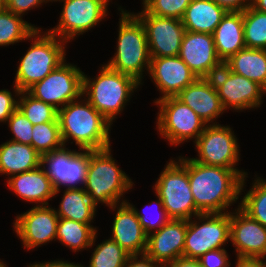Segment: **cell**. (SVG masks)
Here are the masks:
<instances>
[{
	"label": "cell",
	"instance_id": "cell-1",
	"mask_svg": "<svg viewBox=\"0 0 266 267\" xmlns=\"http://www.w3.org/2000/svg\"><path fill=\"white\" fill-rule=\"evenodd\" d=\"M194 203L200 214L225 213L244 192L247 171L200 164L186 158Z\"/></svg>",
	"mask_w": 266,
	"mask_h": 267
},
{
	"label": "cell",
	"instance_id": "cell-2",
	"mask_svg": "<svg viewBox=\"0 0 266 267\" xmlns=\"http://www.w3.org/2000/svg\"><path fill=\"white\" fill-rule=\"evenodd\" d=\"M82 97L58 110L57 118L64 146L72 139L81 150L111 147L112 124Z\"/></svg>",
	"mask_w": 266,
	"mask_h": 267
},
{
	"label": "cell",
	"instance_id": "cell-3",
	"mask_svg": "<svg viewBox=\"0 0 266 267\" xmlns=\"http://www.w3.org/2000/svg\"><path fill=\"white\" fill-rule=\"evenodd\" d=\"M119 7L117 48L114 56L105 63L110 69L134 77L142 85L145 70L150 68V53L145 27L133 13Z\"/></svg>",
	"mask_w": 266,
	"mask_h": 267
},
{
	"label": "cell",
	"instance_id": "cell-4",
	"mask_svg": "<svg viewBox=\"0 0 266 267\" xmlns=\"http://www.w3.org/2000/svg\"><path fill=\"white\" fill-rule=\"evenodd\" d=\"M100 68L99 75L93 79L83 73L82 96L113 124L141 83L105 64Z\"/></svg>",
	"mask_w": 266,
	"mask_h": 267
},
{
	"label": "cell",
	"instance_id": "cell-5",
	"mask_svg": "<svg viewBox=\"0 0 266 267\" xmlns=\"http://www.w3.org/2000/svg\"><path fill=\"white\" fill-rule=\"evenodd\" d=\"M42 31L36 29L29 36L32 43L17 67L13 85L20 91H27L66 60L67 42L47 29Z\"/></svg>",
	"mask_w": 266,
	"mask_h": 267
},
{
	"label": "cell",
	"instance_id": "cell-6",
	"mask_svg": "<svg viewBox=\"0 0 266 267\" xmlns=\"http://www.w3.org/2000/svg\"><path fill=\"white\" fill-rule=\"evenodd\" d=\"M111 150L110 147L90 150L84 184V190L92 195L97 205L102 203L108 208L114 204L126 202L123 196L132 189L134 184L132 179L116 164Z\"/></svg>",
	"mask_w": 266,
	"mask_h": 267
},
{
	"label": "cell",
	"instance_id": "cell-7",
	"mask_svg": "<svg viewBox=\"0 0 266 267\" xmlns=\"http://www.w3.org/2000/svg\"><path fill=\"white\" fill-rule=\"evenodd\" d=\"M177 160L170 159L153 185V190L162 200L170 219L189 220L200 213L191 193L186 158L179 156Z\"/></svg>",
	"mask_w": 266,
	"mask_h": 267
},
{
	"label": "cell",
	"instance_id": "cell-8",
	"mask_svg": "<svg viewBox=\"0 0 266 267\" xmlns=\"http://www.w3.org/2000/svg\"><path fill=\"white\" fill-rule=\"evenodd\" d=\"M154 104L159 107L157 130L170 145L179 146L188 140L195 142L207 126L203 119L176 96L157 98Z\"/></svg>",
	"mask_w": 266,
	"mask_h": 267
},
{
	"label": "cell",
	"instance_id": "cell-9",
	"mask_svg": "<svg viewBox=\"0 0 266 267\" xmlns=\"http://www.w3.org/2000/svg\"><path fill=\"white\" fill-rule=\"evenodd\" d=\"M192 219L187 224L183 257L197 260L230 241V212L199 214Z\"/></svg>",
	"mask_w": 266,
	"mask_h": 267
},
{
	"label": "cell",
	"instance_id": "cell-10",
	"mask_svg": "<svg viewBox=\"0 0 266 267\" xmlns=\"http://www.w3.org/2000/svg\"><path fill=\"white\" fill-rule=\"evenodd\" d=\"M80 150L71 151L63 146L41 156L40 166L51 180L55 190L54 197L61 192L62 186L65 189L84 188L90 150Z\"/></svg>",
	"mask_w": 266,
	"mask_h": 267
},
{
	"label": "cell",
	"instance_id": "cell-11",
	"mask_svg": "<svg viewBox=\"0 0 266 267\" xmlns=\"http://www.w3.org/2000/svg\"><path fill=\"white\" fill-rule=\"evenodd\" d=\"M83 73L79 67L65 60L27 92L59 110L82 96Z\"/></svg>",
	"mask_w": 266,
	"mask_h": 267
},
{
	"label": "cell",
	"instance_id": "cell-12",
	"mask_svg": "<svg viewBox=\"0 0 266 267\" xmlns=\"http://www.w3.org/2000/svg\"><path fill=\"white\" fill-rule=\"evenodd\" d=\"M234 134L228 125H207L194 143L198 157L192 159L200 164L238 169L240 147Z\"/></svg>",
	"mask_w": 266,
	"mask_h": 267
},
{
	"label": "cell",
	"instance_id": "cell-13",
	"mask_svg": "<svg viewBox=\"0 0 266 267\" xmlns=\"http://www.w3.org/2000/svg\"><path fill=\"white\" fill-rule=\"evenodd\" d=\"M111 0H59L63 9L59 22L48 31L65 42L74 40L99 24L108 15Z\"/></svg>",
	"mask_w": 266,
	"mask_h": 267
},
{
	"label": "cell",
	"instance_id": "cell-14",
	"mask_svg": "<svg viewBox=\"0 0 266 267\" xmlns=\"http://www.w3.org/2000/svg\"><path fill=\"white\" fill-rule=\"evenodd\" d=\"M211 79L225 110L242 112L258 108L266 95V90L257 82L230 71L225 65Z\"/></svg>",
	"mask_w": 266,
	"mask_h": 267
},
{
	"label": "cell",
	"instance_id": "cell-15",
	"mask_svg": "<svg viewBox=\"0 0 266 267\" xmlns=\"http://www.w3.org/2000/svg\"><path fill=\"white\" fill-rule=\"evenodd\" d=\"M145 27L151 58L177 56L186 32L181 19L149 14L144 8L134 13Z\"/></svg>",
	"mask_w": 266,
	"mask_h": 267
},
{
	"label": "cell",
	"instance_id": "cell-16",
	"mask_svg": "<svg viewBox=\"0 0 266 267\" xmlns=\"http://www.w3.org/2000/svg\"><path fill=\"white\" fill-rule=\"evenodd\" d=\"M59 217L55 208L46 206H34L29 211L16 216L13 231L22 242V246L33 250L51 241H56L57 225Z\"/></svg>",
	"mask_w": 266,
	"mask_h": 267
},
{
	"label": "cell",
	"instance_id": "cell-17",
	"mask_svg": "<svg viewBox=\"0 0 266 267\" xmlns=\"http://www.w3.org/2000/svg\"><path fill=\"white\" fill-rule=\"evenodd\" d=\"M178 56L197 78H211L224 63L218 57L213 34L186 31Z\"/></svg>",
	"mask_w": 266,
	"mask_h": 267
},
{
	"label": "cell",
	"instance_id": "cell-18",
	"mask_svg": "<svg viewBox=\"0 0 266 267\" xmlns=\"http://www.w3.org/2000/svg\"><path fill=\"white\" fill-rule=\"evenodd\" d=\"M230 241L236 256L266 259V227L239 207L230 212Z\"/></svg>",
	"mask_w": 266,
	"mask_h": 267
},
{
	"label": "cell",
	"instance_id": "cell-19",
	"mask_svg": "<svg viewBox=\"0 0 266 267\" xmlns=\"http://www.w3.org/2000/svg\"><path fill=\"white\" fill-rule=\"evenodd\" d=\"M148 74L161 92L159 99L176 96L197 79L178 55L151 58Z\"/></svg>",
	"mask_w": 266,
	"mask_h": 267
},
{
	"label": "cell",
	"instance_id": "cell-20",
	"mask_svg": "<svg viewBox=\"0 0 266 267\" xmlns=\"http://www.w3.org/2000/svg\"><path fill=\"white\" fill-rule=\"evenodd\" d=\"M188 220L170 219L147 238L145 254L161 267L183 257Z\"/></svg>",
	"mask_w": 266,
	"mask_h": 267
},
{
	"label": "cell",
	"instance_id": "cell-21",
	"mask_svg": "<svg viewBox=\"0 0 266 267\" xmlns=\"http://www.w3.org/2000/svg\"><path fill=\"white\" fill-rule=\"evenodd\" d=\"M109 209L117 211L110 238L130 255L145 254L148 235L141 227L134 209L127 202L114 204Z\"/></svg>",
	"mask_w": 266,
	"mask_h": 267
},
{
	"label": "cell",
	"instance_id": "cell-22",
	"mask_svg": "<svg viewBox=\"0 0 266 267\" xmlns=\"http://www.w3.org/2000/svg\"><path fill=\"white\" fill-rule=\"evenodd\" d=\"M176 97L189 106L207 125L218 124L216 119L227 111L211 78H197Z\"/></svg>",
	"mask_w": 266,
	"mask_h": 267
},
{
	"label": "cell",
	"instance_id": "cell-23",
	"mask_svg": "<svg viewBox=\"0 0 266 267\" xmlns=\"http://www.w3.org/2000/svg\"><path fill=\"white\" fill-rule=\"evenodd\" d=\"M7 186L21 200L34 202L36 206L49 205L48 200L54 198L55 190L51 180L41 166L9 177Z\"/></svg>",
	"mask_w": 266,
	"mask_h": 267
},
{
	"label": "cell",
	"instance_id": "cell-24",
	"mask_svg": "<svg viewBox=\"0 0 266 267\" xmlns=\"http://www.w3.org/2000/svg\"><path fill=\"white\" fill-rule=\"evenodd\" d=\"M214 44L218 57L224 63L232 55L246 47L244 41L243 12H231L222 17L214 33Z\"/></svg>",
	"mask_w": 266,
	"mask_h": 267
},
{
	"label": "cell",
	"instance_id": "cell-25",
	"mask_svg": "<svg viewBox=\"0 0 266 267\" xmlns=\"http://www.w3.org/2000/svg\"><path fill=\"white\" fill-rule=\"evenodd\" d=\"M41 164L40 154L31 146L12 140L0 145V175L7 178L19 173L38 168Z\"/></svg>",
	"mask_w": 266,
	"mask_h": 267
},
{
	"label": "cell",
	"instance_id": "cell-26",
	"mask_svg": "<svg viewBox=\"0 0 266 267\" xmlns=\"http://www.w3.org/2000/svg\"><path fill=\"white\" fill-rule=\"evenodd\" d=\"M226 13L213 0H191L181 20L186 31L213 34Z\"/></svg>",
	"mask_w": 266,
	"mask_h": 267
},
{
	"label": "cell",
	"instance_id": "cell-27",
	"mask_svg": "<svg viewBox=\"0 0 266 267\" xmlns=\"http://www.w3.org/2000/svg\"><path fill=\"white\" fill-rule=\"evenodd\" d=\"M97 203L84 188L65 189L56 211L59 218H65L85 224H91L95 219Z\"/></svg>",
	"mask_w": 266,
	"mask_h": 267
},
{
	"label": "cell",
	"instance_id": "cell-28",
	"mask_svg": "<svg viewBox=\"0 0 266 267\" xmlns=\"http://www.w3.org/2000/svg\"><path fill=\"white\" fill-rule=\"evenodd\" d=\"M224 65L232 72L257 82L266 90V50L244 48Z\"/></svg>",
	"mask_w": 266,
	"mask_h": 267
},
{
	"label": "cell",
	"instance_id": "cell-29",
	"mask_svg": "<svg viewBox=\"0 0 266 267\" xmlns=\"http://www.w3.org/2000/svg\"><path fill=\"white\" fill-rule=\"evenodd\" d=\"M97 232L91 224L59 218L56 240L73 252H79L95 246Z\"/></svg>",
	"mask_w": 266,
	"mask_h": 267
},
{
	"label": "cell",
	"instance_id": "cell-30",
	"mask_svg": "<svg viewBox=\"0 0 266 267\" xmlns=\"http://www.w3.org/2000/svg\"><path fill=\"white\" fill-rule=\"evenodd\" d=\"M39 27L23 20L6 8L0 11V46H9L23 40H29V36Z\"/></svg>",
	"mask_w": 266,
	"mask_h": 267
},
{
	"label": "cell",
	"instance_id": "cell-31",
	"mask_svg": "<svg viewBox=\"0 0 266 267\" xmlns=\"http://www.w3.org/2000/svg\"><path fill=\"white\" fill-rule=\"evenodd\" d=\"M243 29L246 48L266 50V13L247 7L243 11Z\"/></svg>",
	"mask_w": 266,
	"mask_h": 267
},
{
	"label": "cell",
	"instance_id": "cell-32",
	"mask_svg": "<svg viewBox=\"0 0 266 267\" xmlns=\"http://www.w3.org/2000/svg\"><path fill=\"white\" fill-rule=\"evenodd\" d=\"M242 198L237 207L266 227V180L255 177L252 188Z\"/></svg>",
	"mask_w": 266,
	"mask_h": 267
},
{
	"label": "cell",
	"instance_id": "cell-33",
	"mask_svg": "<svg viewBox=\"0 0 266 267\" xmlns=\"http://www.w3.org/2000/svg\"><path fill=\"white\" fill-rule=\"evenodd\" d=\"M18 109L33 124L59 122L58 110L52 105L34 98L27 91H21L18 98Z\"/></svg>",
	"mask_w": 266,
	"mask_h": 267
},
{
	"label": "cell",
	"instance_id": "cell-34",
	"mask_svg": "<svg viewBox=\"0 0 266 267\" xmlns=\"http://www.w3.org/2000/svg\"><path fill=\"white\" fill-rule=\"evenodd\" d=\"M93 250L88 267H125L130 256L111 238L103 240Z\"/></svg>",
	"mask_w": 266,
	"mask_h": 267
},
{
	"label": "cell",
	"instance_id": "cell-35",
	"mask_svg": "<svg viewBox=\"0 0 266 267\" xmlns=\"http://www.w3.org/2000/svg\"><path fill=\"white\" fill-rule=\"evenodd\" d=\"M32 147L40 156L64 146L59 122H45L33 125Z\"/></svg>",
	"mask_w": 266,
	"mask_h": 267
},
{
	"label": "cell",
	"instance_id": "cell-36",
	"mask_svg": "<svg viewBox=\"0 0 266 267\" xmlns=\"http://www.w3.org/2000/svg\"><path fill=\"white\" fill-rule=\"evenodd\" d=\"M191 0H142L149 14L160 17L182 19Z\"/></svg>",
	"mask_w": 266,
	"mask_h": 267
},
{
	"label": "cell",
	"instance_id": "cell-37",
	"mask_svg": "<svg viewBox=\"0 0 266 267\" xmlns=\"http://www.w3.org/2000/svg\"><path fill=\"white\" fill-rule=\"evenodd\" d=\"M6 123L14 136L11 138L12 141L32 146L33 124L18 108L8 118Z\"/></svg>",
	"mask_w": 266,
	"mask_h": 267
},
{
	"label": "cell",
	"instance_id": "cell-38",
	"mask_svg": "<svg viewBox=\"0 0 266 267\" xmlns=\"http://www.w3.org/2000/svg\"><path fill=\"white\" fill-rule=\"evenodd\" d=\"M158 200L155 201L156 206H159V212L158 213L160 217H157L155 219L148 218L146 216L147 213H141L139 210L134 207L129 201L127 200L126 202L134 209L136 216L139 219V222L141 224V227L144 229L145 233L147 235H150L153 232L158 231L163 225H165L170 218L168 217L166 210L164 209V205L162 203V200L157 196ZM143 211V210H142Z\"/></svg>",
	"mask_w": 266,
	"mask_h": 267
},
{
	"label": "cell",
	"instance_id": "cell-39",
	"mask_svg": "<svg viewBox=\"0 0 266 267\" xmlns=\"http://www.w3.org/2000/svg\"><path fill=\"white\" fill-rule=\"evenodd\" d=\"M12 89L14 90L15 95H12V92L8 89L0 90V123H6L8 118L18 108L17 98H19L21 91L15 85L12 87Z\"/></svg>",
	"mask_w": 266,
	"mask_h": 267
},
{
	"label": "cell",
	"instance_id": "cell-40",
	"mask_svg": "<svg viewBox=\"0 0 266 267\" xmlns=\"http://www.w3.org/2000/svg\"><path fill=\"white\" fill-rule=\"evenodd\" d=\"M197 260L202 267H230L231 265L225 248L208 251Z\"/></svg>",
	"mask_w": 266,
	"mask_h": 267
},
{
	"label": "cell",
	"instance_id": "cell-41",
	"mask_svg": "<svg viewBox=\"0 0 266 267\" xmlns=\"http://www.w3.org/2000/svg\"><path fill=\"white\" fill-rule=\"evenodd\" d=\"M45 0H6V9L10 12L22 16L29 10L41 7Z\"/></svg>",
	"mask_w": 266,
	"mask_h": 267
},
{
	"label": "cell",
	"instance_id": "cell-42",
	"mask_svg": "<svg viewBox=\"0 0 266 267\" xmlns=\"http://www.w3.org/2000/svg\"><path fill=\"white\" fill-rule=\"evenodd\" d=\"M226 11L243 12L251 5V0H213Z\"/></svg>",
	"mask_w": 266,
	"mask_h": 267
},
{
	"label": "cell",
	"instance_id": "cell-43",
	"mask_svg": "<svg viewBox=\"0 0 266 267\" xmlns=\"http://www.w3.org/2000/svg\"><path fill=\"white\" fill-rule=\"evenodd\" d=\"M140 258V259H139ZM125 267H161L146 254L130 255Z\"/></svg>",
	"mask_w": 266,
	"mask_h": 267
},
{
	"label": "cell",
	"instance_id": "cell-44",
	"mask_svg": "<svg viewBox=\"0 0 266 267\" xmlns=\"http://www.w3.org/2000/svg\"><path fill=\"white\" fill-rule=\"evenodd\" d=\"M236 258L235 267H266V260L264 258L244 256H236Z\"/></svg>",
	"mask_w": 266,
	"mask_h": 267
},
{
	"label": "cell",
	"instance_id": "cell-45",
	"mask_svg": "<svg viewBox=\"0 0 266 267\" xmlns=\"http://www.w3.org/2000/svg\"><path fill=\"white\" fill-rule=\"evenodd\" d=\"M28 267H83V265H81L80 263L77 264L76 263H72V262H68V261H63V259L61 260H54V261H45V262H35L34 264H30L27 265Z\"/></svg>",
	"mask_w": 266,
	"mask_h": 267
},
{
	"label": "cell",
	"instance_id": "cell-46",
	"mask_svg": "<svg viewBox=\"0 0 266 267\" xmlns=\"http://www.w3.org/2000/svg\"><path fill=\"white\" fill-rule=\"evenodd\" d=\"M164 267H202L198 260L179 257L178 259L166 264Z\"/></svg>",
	"mask_w": 266,
	"mask_h": 267
},
{
	"label": "cell",
	"instance_id": "cell-47",
	"mask_svg": "<svg viewBox=\"0 0 266 267\" xmlns=\"http://www.w3.org/2000/svg\"><path fill=\"white\" fill-rule=\"evenodd\" d=\"M251 6L258 11L266 13V0H251Z\"/></svg>",
	"mask_w": 266,
	"mask_h": 267
},
{
	"label": "cell",
	"instance_id": "cell-48",
	"mask_svg": "<svg viewBox=\"0 0 266 267\" xmlns=\"http://www.w3.org/2000/svg\"><path fill=\"white\" fill-rule=\"evenodd\" d=\"M6 8V0H0V11Z\"/></svg>",
	"mask_w": 266,
	"mask_h": 267
},
{
	"label": "cell",
	"instance_id": "cell-49",
	"mask_svg": "<svg viewBox=\"0 0 266 267\" xmlns=\"http://www.w3.org/2000/svg\"><path fill=\"white\" fill-rule=\"evenodd\" d=\"M0 267H7V265L0 259Z\"/></svg>",
	"mask_w": 266,
	"mask_h": 267
},
{
	"label": "cell",
	"instance_id": "cell-50",
	"mask_svg": "<svg viewBox=\"0 0 266 267\" xmlns=\"http://www.w3.org/2000/svg\"><path fill=\"white\" fill-rule=\"evenodd\" d=\"M45 1H46V3H47V2H49V1H50V2H53V1H54V2H57V1H59V0H45Z\"/></svg>",
	"mask_w": 266,
	"mask_h": 267
}]
</instances>
